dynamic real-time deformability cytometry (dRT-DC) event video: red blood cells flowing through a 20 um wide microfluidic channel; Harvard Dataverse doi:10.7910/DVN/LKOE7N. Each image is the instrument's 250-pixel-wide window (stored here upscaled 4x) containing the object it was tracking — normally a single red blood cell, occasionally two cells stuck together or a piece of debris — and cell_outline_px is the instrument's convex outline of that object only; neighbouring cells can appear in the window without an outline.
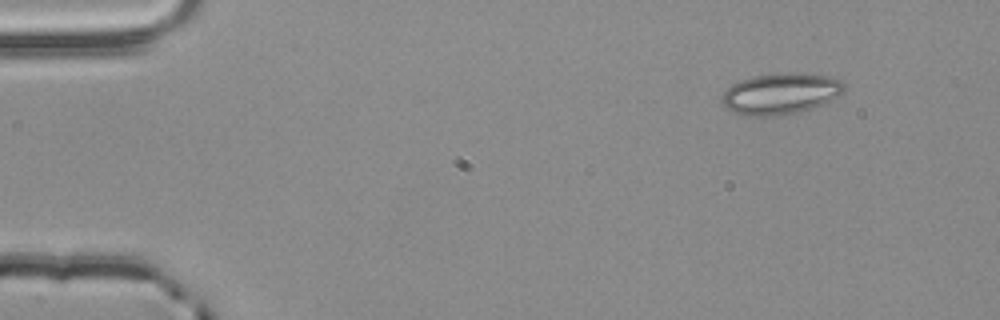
{"species": "common noctule bat (a hibernating species)", "species_latin": "Nyctalus noctula", "temperature_condition": "room temperature", "stored_images_in_passage": 3, "camera_frame_rate_fps": 3000, "um_per_image_px": 0.085, "animal": {"sex": "male", "body_mass_g": 20.4}, "frame": {"image": 1, "passage_image": 1, "time_ms": 0.0, "image_size_px": [1000, 320], "cell_outline_px": [[848, 88], [844, 92], [812, 108], [796, 112], [772, 116], [744, 116], [728, 108], [720, 100], [720, 96], [732, 84], [740, 80], [752, 76], [776, 72], [804, 72], [828, 76], [840, 80]], "centroid_in_image_um": [66.34, 7.93], "position_along_channel_um": 18.7, "area_um2": 29.48}}
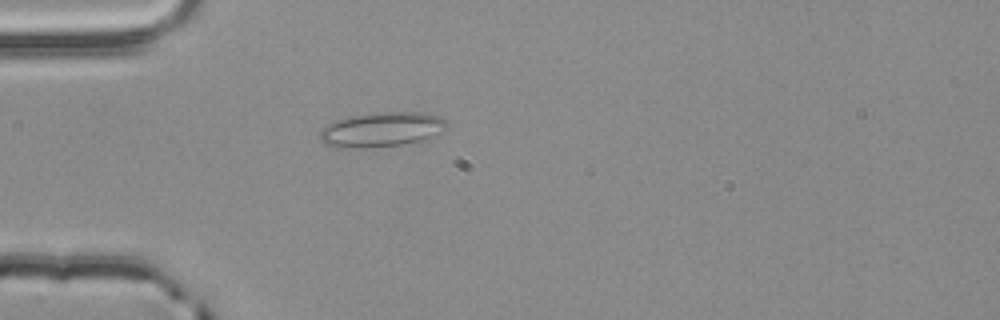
{"frame": {"image": 2, "passage_image": 3, "time_ms": 0.667, "image_size_px": [1000, 320], "cell_outline_px": [[444, 128], [420, 140], [400, 144], [364, 148], [336, 148], [324, 144], [320, 140], [320, 132], [328, 124], [336, 120], [352, 116], [372, 112], [420, 112], [440, 116], [444, 120]], "centroid_in_image_um": [32.33, 11.0], "position_along_channel_um": 52.7, "area_um2": 25.14}}